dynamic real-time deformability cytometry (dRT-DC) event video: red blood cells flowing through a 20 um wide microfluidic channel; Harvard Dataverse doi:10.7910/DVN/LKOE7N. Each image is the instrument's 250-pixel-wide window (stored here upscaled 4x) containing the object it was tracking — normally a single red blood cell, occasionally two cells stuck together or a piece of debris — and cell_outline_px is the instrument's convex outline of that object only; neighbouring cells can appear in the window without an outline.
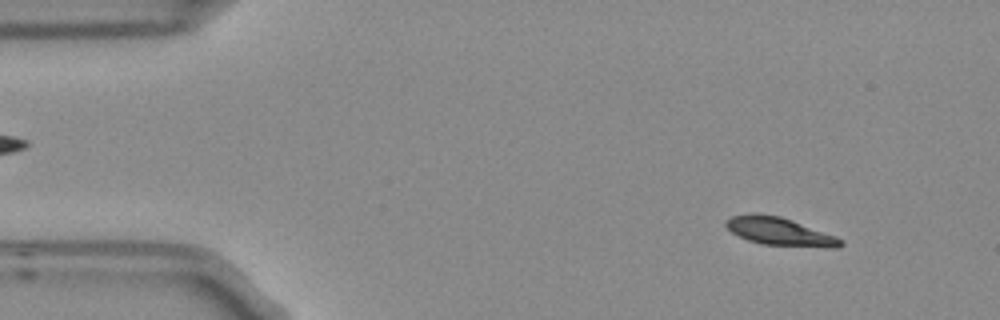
{"species": "Egyptian fruit bat (a non-hibernating species)", "species_latin": "Rousettus aegyptiacus", "temperature_condition": "room temperature", "stored_images_in_passage": 4, "camera_frame_rate_fps": 3000, "um_per_image_px": 0.085, "frame": {"image": 1, "passage_image": 1, "time_ms": 0.0, "image_size_px": [1000, 320], "cell_outline_px": [[844, 244], [836, 248], [828, 248], [764, 244], [748, 240], [732, 232], [724, 224], [724, 220], [732, 216], [756, 212], [780, 216], [792, 220], [836, 236], [844, 240]], "centroid_in_image_um": [66.29, 19.67], "position_along_channel_um": 18.7, "area_um2": 18.79}}
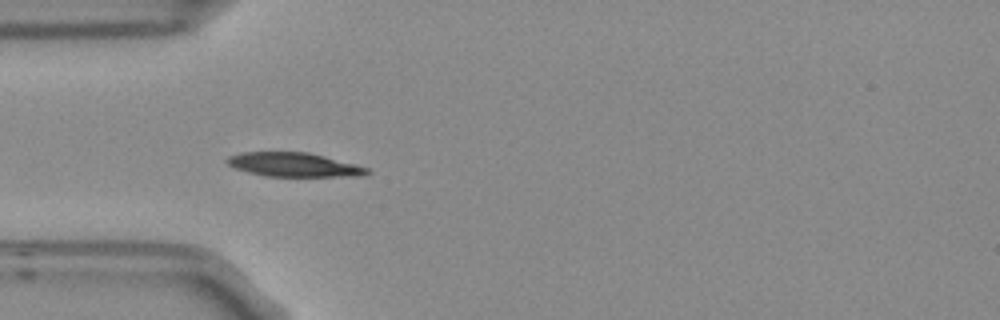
{"frame": {"image": 2, "passage_image": 4, "time_ms": 1.0, "image_size_px": [1000, 320], "cell_outline_px": [[372, 172], [364, 176], [264, 176], [232, 168], [224, 160], [228, 156], [240, 152], [308, 152], [324, 156], [368, 168]], "centroid_in_image_um": [24.93, 14.0], "position_along_channel_um": 60.1, "area_um2": 19.65}}